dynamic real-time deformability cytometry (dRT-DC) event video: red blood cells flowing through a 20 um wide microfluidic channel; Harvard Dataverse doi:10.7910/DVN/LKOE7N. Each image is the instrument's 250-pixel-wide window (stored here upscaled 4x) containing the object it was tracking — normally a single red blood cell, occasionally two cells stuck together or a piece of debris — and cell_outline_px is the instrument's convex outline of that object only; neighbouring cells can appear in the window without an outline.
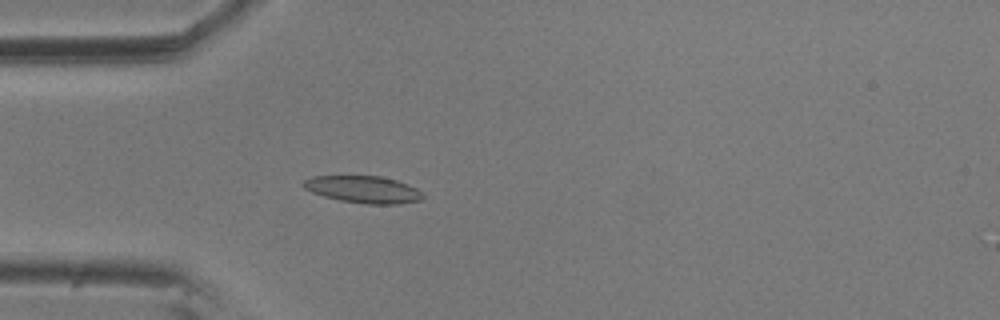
{"species": "common noctule bat (a hibernating species)", "species_latin": "Nyctalus noctula", "temperature_condition": "room temperature", "stored_images_in_passage": 4, "camera_frame_rate_fps": 3000, "um_per_image_px": 0.085, "animal": {"sex": "male", "body_mass_g": 20.5, "forearm_length_mm": 52.5}, "frame": {"image": 1, "passage_image": 4, "time_ms": 1.0, "image_size_px": [1000, 320], "cell_outline_px": [[424, 196], [420, 200], [400, 204], [364, 204], [340, 200], [324, 196], [312, 192], [304, 188], [300, 184], [304, 180], [312, 176], [380, 176], [396, 180], [408, 184], [416, 188]], "centroid_in_image_um": [30.86, 16.1], "position_along_channel_um": 54.1, "area_um2": 18.84}}